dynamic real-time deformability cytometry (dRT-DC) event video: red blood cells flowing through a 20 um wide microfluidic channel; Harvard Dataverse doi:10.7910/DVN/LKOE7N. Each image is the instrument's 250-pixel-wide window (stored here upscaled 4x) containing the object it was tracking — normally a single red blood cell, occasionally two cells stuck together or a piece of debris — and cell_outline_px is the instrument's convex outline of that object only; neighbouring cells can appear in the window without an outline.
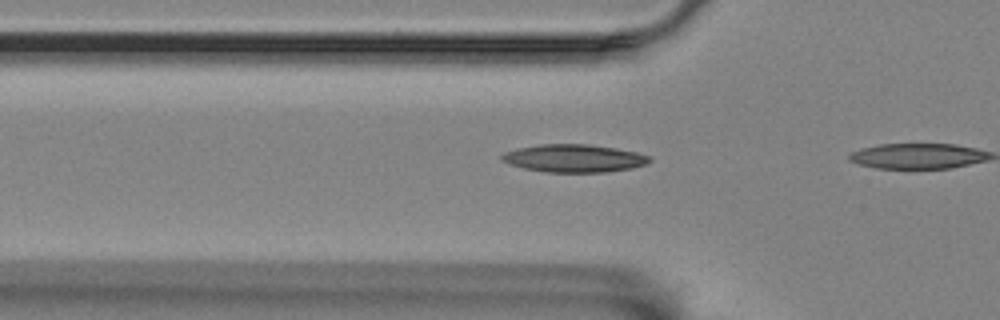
{"species": "Egyptian fruit bat (a non-hibernating species)", "species_latin": "Rousettus aegyptiacus", "temperature_condition": "room temperature", "stored_images_in_passage": 4, "camera_frame_rate_fps": 3000, "um_per_image_px": 0.085, "animal": {"sex": "female"}, "frame": {"image": 1, "passage_image": 3, "time_ms": 0.667, "image_size_px": [1000, 320], "cell_outline_px": [[652, 160], [644, 164], [632, 168], [604, 172], [544, 172], [524, 168], [512, 164], [504, 160], [500, 156], [504, 152], [516, 148], [540, 144], [588, 144], [616, 148], [636, 152], [648, 156]], "centroid_in_image_um": [48.78, 13.45], "position_along_channel_um": 77.0, "area_um2": 23.76}}